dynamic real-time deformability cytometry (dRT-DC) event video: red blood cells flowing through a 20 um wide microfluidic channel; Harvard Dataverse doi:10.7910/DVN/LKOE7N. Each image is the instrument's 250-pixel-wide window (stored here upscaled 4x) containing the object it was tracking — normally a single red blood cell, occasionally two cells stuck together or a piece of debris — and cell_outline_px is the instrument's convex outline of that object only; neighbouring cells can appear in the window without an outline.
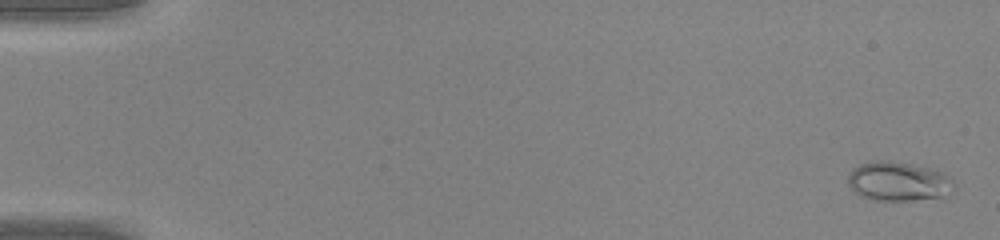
{"species": "common noctule bat (a hibernating species)", "species_latin": "Nyctalus noctula", "temperature_condition": "warm", "stored_images_in_passage": 49, "camera_frame_rate_fps": 3000, "um_per_image_px": 0.085, "animal": {"sex": "male", "body_mass_g": 20.0, "forearm_length_mm": 53.3}, "frame": {"image": 1, "passage_image": 2, "time_ms": 0.333, "image_size_px": [1000, 240], "cell_outline_px": [[956, 184], [944, 200], [876, 200], [860, 196], [848, 184], [848, 172], [852, 168], [860, 164], [876, 160], [892, 160], [912, 164], [944, 172]], "centroid_in_image_um": [76.42, 15.43], "position_along_channel_um": 8.6, "area_um2": 24.85}}
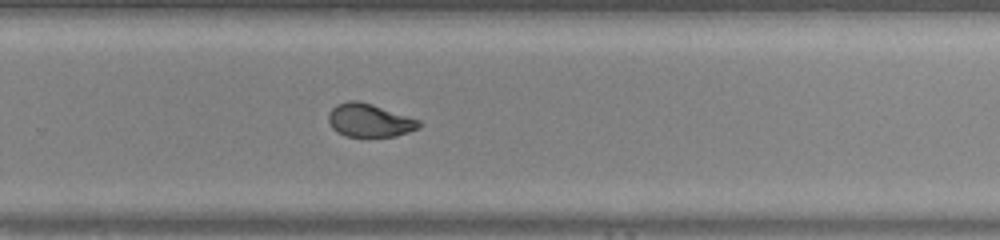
{"frame": {"image": 2, "passage_image": 34, "time_ms": 11.0, "image_size_px": [1000, 240], "cell_outline_px": [[424, 124], [420, 128], [396, 136], [344, 136], [336, 132], [332, 128], [328, 120], [328, 112], [336, 104], [348, 100], [360, 100], [420, 120]], "centroid_in_image_um": [31.4, 10.22], "position_along_channel_um": 298.4, "area_um2": 17.74}}
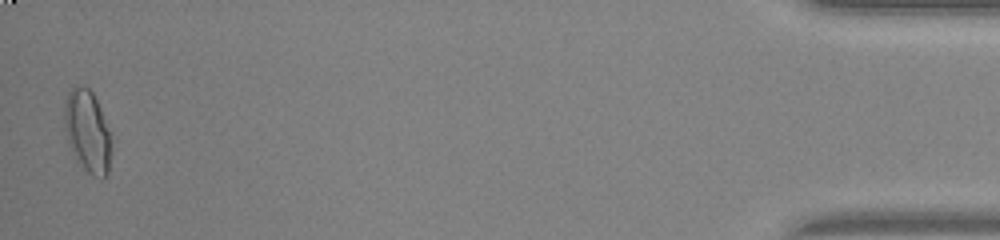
{"frame": {"image": 3, "passage_image": 49, "time_ms": 16.0, "image_size_px": [1000, 240], "cell_outline_px": [[112, 152], [108, 172], [104, 180], [100, 180], [92, 176], [84, 168], [72, 152], [64, 128], [64, 104], [68, 92], [72, 88], [84, 84], [92, 92], [100, 108], [112, 144]], "centroid_in_image_um": [7.44, 11.2], "position_along_channel_um": 427.8, "area_um2": 22.48}, "authors_computed_cell_mechanics": {"area_um2": 18.5538, "velocity_mm_per_s": 4.2812, "shape_relaxation_time_tau1_ms": 5.8649, "shape_relaxation_time_tau2_ms": 1.1096, "deformation_change_tau1": 0.1921, "deformation_change_tau2": 0.0542}}